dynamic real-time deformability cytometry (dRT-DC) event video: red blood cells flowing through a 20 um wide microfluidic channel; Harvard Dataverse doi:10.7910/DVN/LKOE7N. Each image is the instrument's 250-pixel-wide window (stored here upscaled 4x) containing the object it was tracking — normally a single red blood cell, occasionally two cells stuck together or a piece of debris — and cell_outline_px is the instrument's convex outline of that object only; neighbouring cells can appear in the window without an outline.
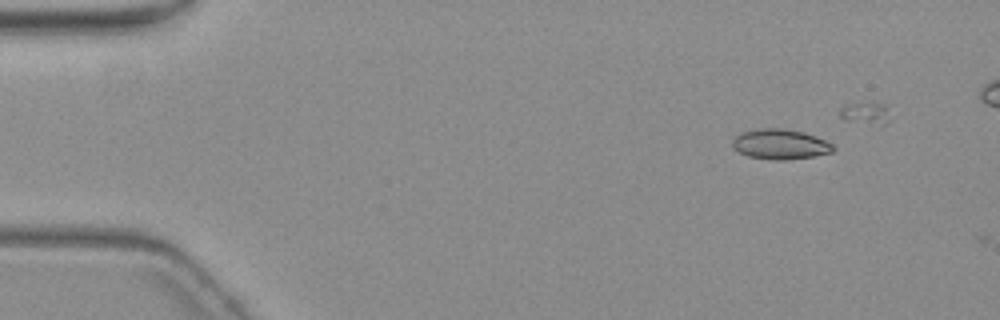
{"species": "common noctule bat (a hibernating species)", "species_latin": "Nyctalus noctula", "temperature_condition": "warm", "stored_images_in_passage": 2, "camera_frame_rate_fps": 3000, "um_per_image_px": 0.085, "animal": {"sex": "female", "body_mass_g": 19.3, "forearm_length_mm": 54.1}, "frame": {"image": 1, "passage_image": 1, "time_ms": 0.0, "image_size_px": [1000, 320], "cell_outline_px": [[836, 148], [832, 152], [812, 156], [788, 160], [772, 160], [748, 156], [740, 152], [732, 144], [732, 140], [740, 132], [760, 128], [780, 128], [804, 132], [816, 136], [832, 144]], "centroid_in_image_um": [66.32, 12.25], "position_along_channel_um": 18.7, "area_um2": 17.63}}